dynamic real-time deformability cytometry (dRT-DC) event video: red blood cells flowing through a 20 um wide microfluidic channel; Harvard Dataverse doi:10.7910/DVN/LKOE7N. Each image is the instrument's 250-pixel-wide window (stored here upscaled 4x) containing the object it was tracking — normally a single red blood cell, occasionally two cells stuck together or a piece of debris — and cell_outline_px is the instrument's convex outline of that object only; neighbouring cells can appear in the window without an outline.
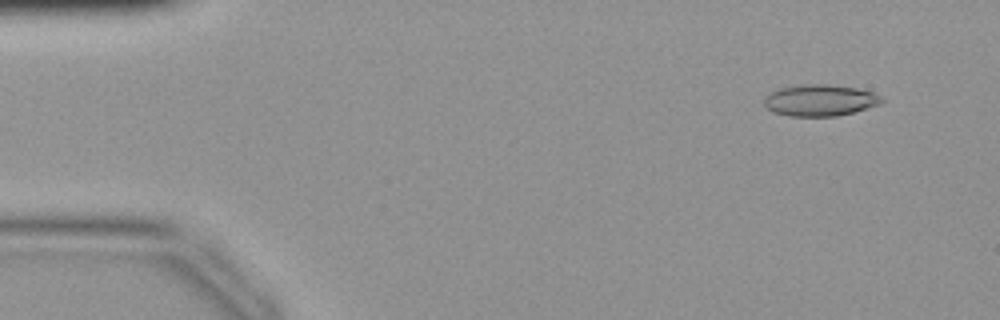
{"species": "common noctule bat (a hibernating species)", "species_latin": "Nyctalus noctula", "temperature_condition": "warm", "stored_images_in_passage": 43, "camera_frame_rate_fps": 3000, "um_per_image_px": 0.085, "animal": {"sex": "female", "body_mass_g": 19.9}, "frame": {"image": 1, "passage_image": 4, "time_ms": 1.0, "image_size_px": [1000, 320], "cell_outline_px": [[884, 100], [880, 104], [868, 108], [836, 116], [788, 116], [772, 112], [764, 108], [764, 96], [780, 88], [800, 84], [828, 84], [856, 88], [872, 92], [880, 96]], "centroid_in_image_um": [69.65, 8.53], "position_along_channel_um": 15.3, "area_um2": 21.68}}
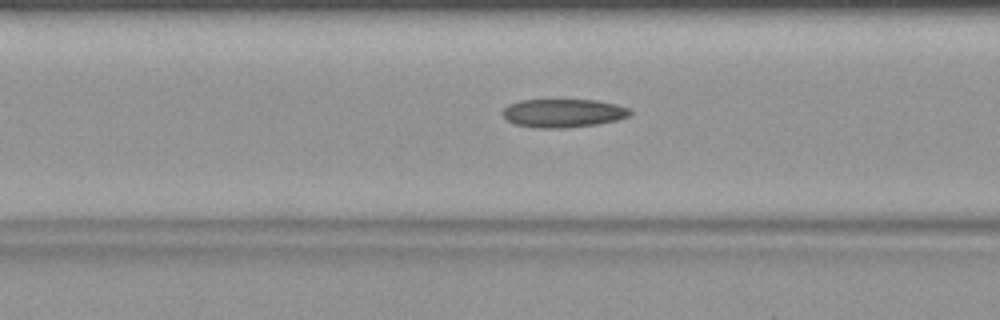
{"frame": {"image": 2, "passage_image": 17, "time_ms": 5.333, "image_size_px": [1000, 320], "cell_outline_px": [[632, 116], [600, 124], [564, 128], [536, 128], [512, 124], [500, 112], [508, 104], [520, 100], [596, 100], [616, 104], [628, 108], [632, 112]], "centroid_in_image_um": [47.86, 9.62], "position_along_channel_um": 118.7, "area_um2": 21.39}}
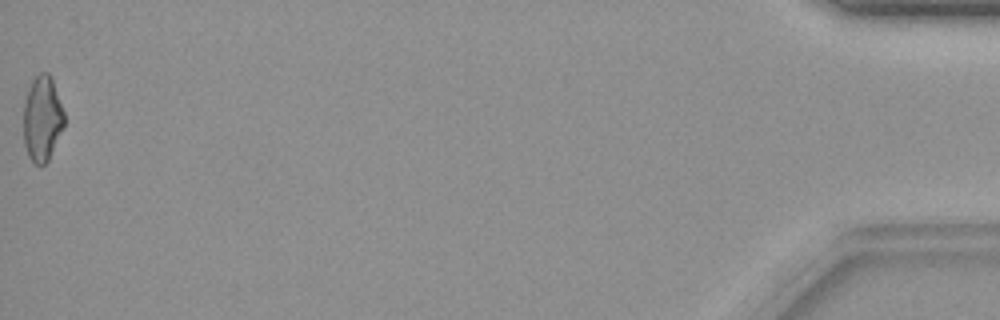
{"frame": {"image": 3, "passage_image": 43, "time_ms": 14.0, "image_size_px": [1000, 320], "cell_outline_px": [[64, 128], [48, 160], [44, 164], [36, 164], [28, 156], [24, 144], [24, 100], [28, 88], [32, 80], [40, 72], [48, 72], [52, 76], [64, 112]], "centroid_in_image_um": [3.6, 10.05], "position_along_channel_um": 431.6, "area_um2": 20.4}}